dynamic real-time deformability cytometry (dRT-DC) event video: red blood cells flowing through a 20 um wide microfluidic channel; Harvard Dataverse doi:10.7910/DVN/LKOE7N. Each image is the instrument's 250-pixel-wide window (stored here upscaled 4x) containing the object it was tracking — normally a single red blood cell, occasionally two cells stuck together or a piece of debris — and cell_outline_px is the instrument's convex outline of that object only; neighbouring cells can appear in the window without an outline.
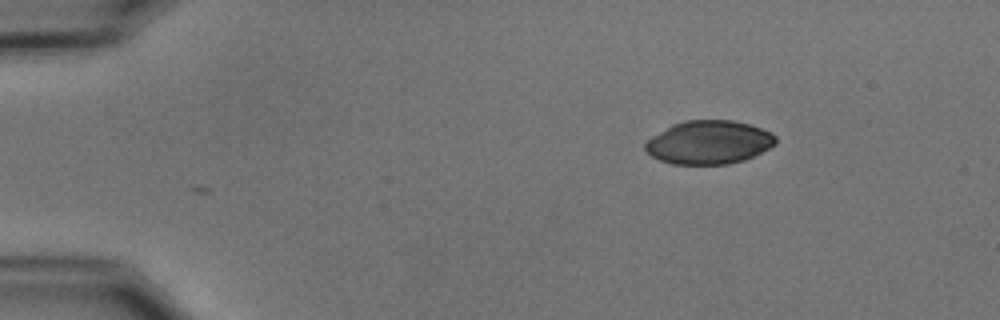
{"species": "common noctule bat (a hibernating species)", "species_latin": "Nyctalus noctula", "temperature_condition": "cold", "stored_images_in_passage": 2, "camera_frame_rate_fps": 3000, "um_per_image_px": 0.085, "animal": {"sex": "male", "body_mass_g": 15.6}, "frame": {"image": 1, "passage_image": 2, "time_ms": 1.333, "image_size_px": [1000, 320], "cell_outline_px": [[776, 144], [744, 160], [728, 164], [672, 164], [660, 160], [644, 152], [644, 144], [652, 136], [672, 124], [684, 120], [732, 120], [748, 124], [772, 132], [776, 136]], "centroid_in_image_um": [60.23, 12.09], "position_along_channel_um": 24.8, "area_um2": 33.06}}